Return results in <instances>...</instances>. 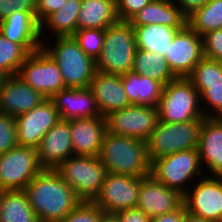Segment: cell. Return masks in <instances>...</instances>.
I'll use <instances>...</instances> for the list:
<instances>
[{"label": "cell", "instance_id": "25", "mask_svg": "<svg viewBox=\"0 0 222 222\" xmlns=\"http://www.w3.org/2000/svg\"><path fill=\"white\" fill-rule=\"evenodd\" d=\"M122 84L131 104L158 107L164 85L132 71L122 75Z\"/></svg>", "mask_w": 222, "mask_h": 222}, {"label": "cell", "instance_id": "23", "mask_svg": "<svg viewBox=\"0 0 222 222\" xmlns=\"http://www.w3.org/2000/svg\"><path fill=\"white\" fill-rule=\"evenodd\" d=\"M197 150L208 175L222 176V118H204Z\"/></svg>", "mask_w": 222, "mask_h": 222}, {"label": "cell", "instance_id": "21", "mask_svg": "<svg viewBox=\"0 0 222 222\" xmlns=\"http://www.w3.org/2000/svg\"><path fill=\"white\" fill-rule=\"evenodd\" d=\"M0 33L11 42L21 44L29 53L42 48L36 12L14 11L0 22Z\"/></svg>", "mask_w": 222, "mask_h": 222}, {"label": "cell", "instance_id": "30", "mask_svg": "<svg viewBox=\"0 0 222 222\" xmlns=\"http://www.w3.org/2000/svg\"><path fill=\"white\" fill-rule=\"evenodd\" d=\"M132 72L155 79L164 86L177 78L170 70L165 56L138 48L133 61Z\"/></svg>", "mask_w": 222, "mask_h": 222}, {"label": "cell", "instance_id": "33", "mask_svg": "<svg viewBox=\"0 0 222 222\" xmlns=\"http://www.w3.org/2000/svg\"><path fill=\"white\" fill-rule=\"evenodd\" d=\"M200 94V100L205 101L207 109L201 106L205 118H222V83L193 84ZM209 109V111H208ZM211 109V111H210ZM213 109V110H212Z\"/></svg>", "mask_w": 222, "mask_h": 222}, {"label": "cell", "instance_id": "43", "mask_svg": "<svg viewBox=\"0 0 222 222\" xmlns=\"http://www.w3.org/2000/svg\"><path fill=\"white\" fill-rule=\"evenodd\" d=\"M175 3L183 12V14L188 17L195 10L204 6L209 0H171Z\"/></svg>", "mask_w": 222, "mask_h": 222}, {"label": "cell", "instance_id": "47", "mask_svg": "<svg viewBox=\"0 0 222 222\" xmlns=\"http://www.w3.org/2000/svg\"><path fill=\"white\" fill-rule=\"evenodd\" d=\"M7 76L0 71V88Z\"/></svg>", "mask_w": 222, "mask_h": 222}, {"label": "cell", "instance_id": "35", "mask_svg": "<svg viewBox=\"0 0 222 222\" xmlns=\"http://www.w3.org/2000/svg\"><path fill=\"white\" fill-rule=\"evenodd\" d=\"M79 47L94 61L102 52V47L105 38V29H83L77 30L73 34Z\"/></svg>", "mask_w": 222, "mask_h": 222}, {"label": "cell", "instance_id": "4", "mask_svg": "<svg viewBox=\"0 0 222 222\" xmlns=\"http://www.w3.org/2000/svg\"><path fill=\"white\" fill-rule=\"evenodd\" d=\"M54 46L42 48L52 57L59 67L65 88L89 87L96 68L95 61L79 47L73 36L56 37Z\"/></svg>", "mask_w": 222, "mask_h": 222}, {"label": "cell", "instance_id": "41", "mask_svg": "<svg viewBox=\"0 0 222 222\" xmlns=\"http://www.w3.org/2000/svg\"><path fill=\"white\" fill-rule=\"evenodd\" d=\"M66 0H36V21L40 25L50 14L58 11Z\"/></svg>", "mask_w": 222, "mask_h": 222}, {"label": "cell", "instance_id": "11", "mask_svg": "<svg viewBox=\"0 0 222 222\" xmlns=\"http://www.w3.org/2000/svg\"><path fill=\"white\" fill-rule=\"evenodd\" d=\"M17 75L47 99L65 89L59 67L43 48L26 57Z\"/></svg>", "mask_w": 222, "mask_h": 222}, {"label": "cell", "instance_id": "39", "mask_svg": "<svg viewBox=\"0 0 222 222\" xmlns=\"http://www.w3.org/2000/svg\"><path fill=\"white\" fill-rule=\"evenodd\" d=\"M151 0H115L116 13L119 21H129L142 10Z\"/></svg>", "mask_w": 222, "mask_h": 222}, {"label": "cell", "instance_id": "1", "mask_svg": "<svg viewBox=\"0 0 222 222\" xmlns=\"http://www.w3.org/2000/svg\"><path fill=\"white\" fill-rule=\"evenodd\" d=\"M23 191L39 222H60L82 201L54 169H42Z\"/></svg>", "mask_w": 222, "mask_h": 222}, {"label": "cell", "instance_id": "17", "mask_svg": "<svg viewBox=\"0 0 222 222\" xmlns=\"http://www.w3.org/2000/svg\"><path fill=\"white\" fill-rule=\"evenodd\" d=\"M38 162L43 169H55L74 155L70 120H59L42 138L36 148Z\"/></svg>", "mask_w": 222, "mask_h": 222}, {"label": "cell", "instance_id": "32", "mask_svg": "<svg viewBox=\"0 0 222 222\" xmlns=\"http://www.w3.org/2000/svg\"><path fill=\"white\" fill-rule=\"evenodd\" d=\"M29 54L21 44L11 42L0 33V71L7 77L18 74Z\"/></svg>", "mask_w": 222, "mask_h": 222}, {"label": "cell", "instance_id": "12", "mask_svg": "<svg viewBox=\"0 0 222 222\" xmlns=\"http://www.w3.org/2000/svg\"><path fill=\"white\" fill-rule=\"evenodd\" d=\"M141 177L106 173L101 190L93 202L105 214L134 209L139 200Z\"/></svg>", "mask_w": 222, "mask_h": 222}, {"label": "cell", "instance_id": "48", "mask_svg": "<svg viewBox=\"0 0 222 222\" xmlns=\"http://www.w3.org/2000/svg\"><path fill=\"white\" fill-rule=\"evenodd\" d=\"M2 191H3V190H0V203H1V194H2Z\"/></svg>", "mask_w": 222, "mask_h": 222}, {"label": "cell", "instance_id": "3", "mask_svg": "<svg viewBox=\"0 0 222 222\" xmlns=\"http://www.w3.org/2000/svg\"><path fill=\"white\" fill-rule=\"evenodd\" d=\"M137 50L134 27L118 21L105 29L102 52L95 61L96 71L124 75L132 71Z\"/></svg>", "mask_w": 222, "mask_h": 222}, {"label": "cell", "instance_id": "26", "mask_svg": "<svg viewBox=\"0 0 222 222\" xmlns=\"http://www.w3.org/2000/svg\"><path fill=\"white\" fill-rule=\"evenodd\" d=\"M118 21L115 0H82L77 30L106 29Z\"/></svg>", "mask_w": 222, "mask_h": 222}, {"label": "cell", "instance_id": "7", "mask_svg": "<svg viewBox=\"0 0 222 222\" xmlns=\"http://www.w3.org/2000/svg\"><path fill=\"white\" fill-rule=\"evenodd\" d=\"M202 122L169 123L159 120L147 141L150 162L178 151L197 149Z\"/></svg>", "mask_w": 222, "mask_h": 222}, {"label": "cell", "instance_id": "14", "mask_svg": "<svg viewBox=\"0 0 222 222\" xmlns=\"http://www.w3.org/2000/svg\"><path fill=\"white\" fill-rule=\"evenodd\" d=\"M203 57L202 36L186 25L174 35L165 59L177 78H187Z\"/></svg>", "mask_w": 222, "mask_h": 222}, {"label": "cell", "instance_id": "38", "mask_svg": "<svg viewBox=\"0 0 222 222\" xmlns=\"http://www.w3.org/2000/svg\"><path fill=\"white\" fill-rule=\"evenodd\" d=\"M203 56L222 62V28L202 36Z\"/></svg>", "mask_w": 222, "mask_h": 222}, {"label": "cell", "instance_id": "20", "mask_svg": "<svg viewBox=\"0 0 222 222\" xmlns=\"http://www.w3.org/2000/svg\"><path fill=\"white\" fill-rule=\"evenodd\" d=\"M70 130L74 155L99 156L107 132L105 117L71 119Z\"/></svg>", "mask_w": 222, "mask_h": 222}, {"label": "cell", "instance_id": "15", "mask_svg": "<svg viewBox=\"0 0 222 222\" xmlns=\"http://www.w3.org/2000/svg\"><path fill=\"white\" fill-rule=\"evenodd\" d=\"M60 119L53 102L47 98L27 113L16 116L18 146L37 148L44 135Z\"/></svg>", "mask_w": 222, "mask_h": 222}, {"label": "cell", "instance_id": "9", "mask_svg": "<svg viewBox=\"0 0 222 222\" xmlns=\"http://www.w3.org/2000/svg\"><path fill=\"white\" fill-rule=\"evenodd\" d=\"M42 169L36 148L17 146L0 155V190H24Z\"/></svg>", "mask_w": 222, "mask_h": 222}, {"label": "cell", "instance_id": "28", "mask_svg": "<svg viewBox=\"0 0 222 222\" xmlns=\"http://www.w3.org/2000/svg\"><path fill=\"white\" fill-rule=\"evenodd\" d=\"M81 5L82 0H66L58 11L50 14L40 24V39L44 37L46 29L53 32L55 38L73 36L77 31L78 14Z\"/></svg>", "mask_w": 222, "mask_h": 222}, {"label": "cell", "instance_id": "40", "mask_svg": "<svg viewBox=\"0 0 222 222\" xmlns=\"http://www.w3.org/2000/svg\"><path fill=\"white\" fill-rule=\"evenodd\" d=\"M14 11L36 12V0H0V22Z\"/></svg>", "mask_w": 222, "mask_h": 222}, {"label": "cell", "instance_id": "37", "mask_svg": "<svg viewBox=\"0 0 222 222\" xmlns=\"http://www.w3.org/2000/svg\"><path fill=\"white\" fill-rule=\"evenodd\" d=\"M18 146L15 118L0 114V155Z\"/></svg>", "mask_w": 222, "mask_h": 222}, {"label": "cell", "instance_id": "44", "mask_svg": "<svg viewBox=\"0 0 222 222\" xmlns=\"http://www.w3.org/2000/svg\"><path fill=\"white\" fill-rule=\"evenodd\" d=\"M150 222H185V207L183 205L176 211L154 216Z\"/></svg>", "mask_w": 222, "mask_h": 222}, {"label": "cell", "instance_id": "13", "mask_svg": "<svg viewBox=\"0 0 222 222\" xmlns=\"http://www.w3.org/2000/svg\"><path fill=\"white\" fill-rule=\"evenodd\" d=\"M183 195L187 212L212 222H222V176H201Z\"/></svg>", "mask_w": 222, "mask_h": 222}, {"label": "cell", "instance_id": "34", "mask_svg": "<svg viewBox=\"0 0 222 222\" xmlns=\"http://www.w3.org/2000/svg\"><path fill=\"white\" fill-rule=\"evenodd\" d=\"M187 78L192 84L222 83V62L203 57Z\"/></svg>", "mask_w": 222, "mask_h": 222}, {"label": "cell", "instance_id": "45", "mask_svg": "<svg viewBox=\"0 0 222 222\" xmlns=\"http://www.w3.org/2000/svg\"><path fill=\"white\" fill-rule=\"evenodd\" d=\"M185 222H212V221L205 220L202 217H197V216H195L193 214H190L185 209Z\"/></svg>", "mask_w": 222, "mask_h": 222}, {"label": "cell", "instance_id": "46", "mask_svg": "<svg viewBox=\"0 0 222 222\" xmlns=\"http://www.w3.org/2000/svg\"><path fill=\"white\" fill-rule=\"evenodd\" d=\"M100 222H120L115 214H103Z\"/></svg>", "mask_w": 222, "mask_h": 222}, {"label": "cell", "instance_id": "22", "mask_svg": "<svg viewBox=\"0 0 222 222\" xmlns=\"http://www.w3.org/2000/svg\"><path fill=\"white\" fill-rule=\"evenodd\" d=\"M50 100L61 120L101 116L89 87L65 88L54 94Z\"/></svg>", "mask_w": 222, "mask_h": 222}, {"label": "cell", "instance_id": "6", "mask_svg": "<svg viewBox=\"0 0 222 222\" xmlns=\"http://www.w3.org/2000/svg\"><path fill=\"white\" fill-rule=\"evenodd\" d=\"M82 201H93L101 190L105 166L98 156L73 155L54 169Z\"/></svg>", "mask_w": 222, "mask_h": 222}, {"label": "cell", "instance_id": "5", "mask_svg": "<svg viewBox=\"0 0 222 222\" xmlns=\"http://www.w3.org/2000/svg\"><path fill=\"white\" fill-rule=\"evenodd\" d=\"M200 94L188 78L179 77L164 86L158 104L159 120L169 123L203 120Z\"/></svg>", "mask_w": 222, "mask_h": 222}, {"label": "cell", "instance_id": "10", "mask_svg": "<svg viewBox=\"0 0 222 222\" xmlns=\"http://www.w3.org/2000/svg\"><path fill=\"white\" fill-rule=\"evenodd\" d=\"M105 118L107 132L147 142L157 126L159 113L157 107L132 104Z\"/></svg>", "mask_w": 222, "mask_h": 222}, {"label": "cell", "instance_id": "29", "mask_svg": "<svg viewBox=\"0 0 222 222\" xmlns=\"http://www.w3.org/2000/svg\"><path fill=\"white\" fill-rule=\"evenodd\" d=\"M0 222H39L23 190L2 191Z\"/></svg>", "mask_w": 222, "mask_h": 222}, {"label": "cell", "instance_id": "18", "mask_svg": "<svg viewBox=\"0 0 222 222\" xmlns=\"http://www.w3.org/2000/svg\"><path fill=\"white\" fill-rule=\"evenodd\" d=\"M46 99L18 75L5 78L0 88V114L12 117L27 113Z\"/></svg>", "mask_w": 222, "mask_h": 222}, {"label": "cell", "instance_id": "42", "mask_svg": "<svg viewBox=\"0 0 222 222\" xmlns=\"http://www.w3.org/2000/svg\"><path fill=\"white\" fill-rule=\"evenodd\" d=\"M120 222H150L151 218L137 208L123 210L115 214Z\"/></svg>", "mask_w": 222, "mask_h": 222}, {"label": "cell", "instance_id": "16", "mask_svg": "<svg viewBox=\"0 0 222 222\" xmlns=\"http://www.w3.org/2000/svg\"><path fill=\"white\" fill-rule=\"evenodd\" d=\"M183 206V195L165 184L157 181L151 174L141 177V188L137 209L150 218L180 209Z\"/></svg>", "mask_w": 222, "mask_h": 222}, {"label": "cell", "instance_id": "8", "mask_svg": "<svg viewBox=\"0 0 222 222\" xmlns=\"http://www.w3.org/2000/svg\"><path fill=\"white\" fill-rule=\"evenodd\" d=\"M197 149L178 151L151 162V175L168 188L184 195L189 181L204 173ZM194 177V178H193ZM187 185V186H186Z\"/></svg>", "mask_w": 222, "mask_h": 222}, {"label": "cell", "instance_id": "2", "mask_svg": "<svg viewBox=\"0 0 222 222\" xmlns=\"http://www.w3.org/2000/svg\"><path fill=\"white\" fill-rule=\"evenodd\" d=\"M99 159L112 174L146 177L151 174L147 142L106 132Z\"/></svg>", "mask_w": 222, "mask_h": 222}, {"label": "cell", "instance_id": "31", "mask_svg": "<svg viewBox=\"0 0 222 222\" xmlns=\"http://www.w3.org/2000/svg\"><path fill=\"white\" fill-rule=\"evenodd\" d=\"M187 25L200 36L222 28V0H209L187 17Z\"/></svg>", "mask_w": 222, "mask_h": 222}, {"label": "cell", "instance_id": "24", "mask_svg": "<svg viewBox=\"0 0 222 222\" xmlns=\"http://www.w3.org/2000/svg\"><path fill=\"white\" fill-rule=\"evenodd\" d=\"M128 22L131 25L163 24L184 28L187 25V17L171 0H151Z\"/></svg>", "mask_w": 222, "mask_h": 222}, {"label": "cell", "instance_id": "36", "mask_svg": "<svg viewBox=\"0 0 222 222\" xmlns=\"http://www.w3.org/2000/svg\"><path fill=\"white\" fill-rule=\"evenodd\" d=\"M104 211L93 201H81L60 222H100Z\"/></svg>", "mask_w": 222, "mask_h": 222}, {"label": "cell", "instance_id": "19", "mask_svg": "<svg viewBox=\"0 0 222 222\" xmlns=\"http://www.w3.org/2000/svg\"><path fill=\"white\" fill-rule=\"evenodd\" d=\"M101 116L132 105L122 84V75L96 71L89 84Z\"/></svg>", "mask_w": 222, "mask_h": 222}, {"label": "cell", "instance_id": "27", "mask_svg": "<svg viewBox=\"0 0 222 222\" xmlns=\"http://www.w3.org/2000/svg\"><path fill=\"white\" fill-rule=\"evenodd\" d=\"M135 30L136 45L138 49L156 52L166 56L170 43L178 30L163 24L132 25Z\"/></svg>", "mask_w": 222, "mask_h": 222}]
</instances>
